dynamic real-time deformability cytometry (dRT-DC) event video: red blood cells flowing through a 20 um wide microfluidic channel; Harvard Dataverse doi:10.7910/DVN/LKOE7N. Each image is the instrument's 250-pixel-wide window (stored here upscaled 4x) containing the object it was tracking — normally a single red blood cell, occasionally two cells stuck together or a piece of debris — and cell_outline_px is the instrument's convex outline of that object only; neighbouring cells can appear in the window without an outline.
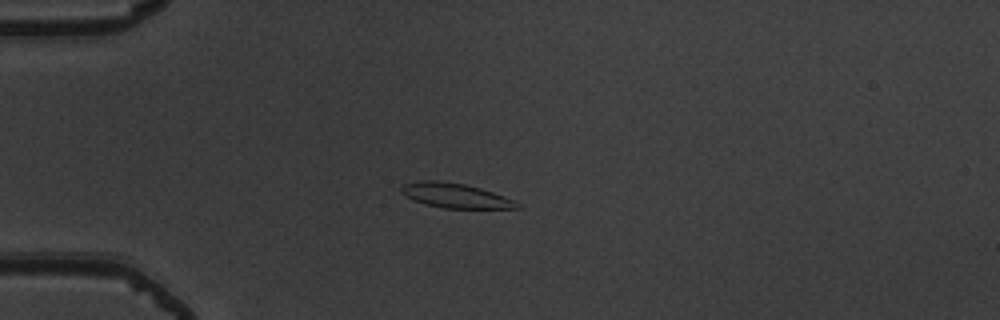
{"species": "common noctule bat (a hibernating species)", "species_latin": "Nyctalus noctula", "temperature_condition": "warm", "stored_images_in_passage": 40, "camera_frame_rate_fps": 3000, "um_per_image_px": 0.085, "animal": {"sex": "male", "body_mass_g": 19.5, "forearm_length_mm": 54.6}, "frame": {"image": 1, "passage_image": 2, "time_ms": 0.333, "image_size_px": [1000, 320], "cell_outline_px": [[524, 208], [444, 208], [424, 204], [400, 192], [400, 188], [404, 184], [420, 180], [436, 180], [464, 184], [480, 188], [492, 192], [512, 200], [520, 204]], "centroid_in_image_um": [38.69, 16.62], "position_along_channel_um": 46.3, "area_um2": 16.36}}
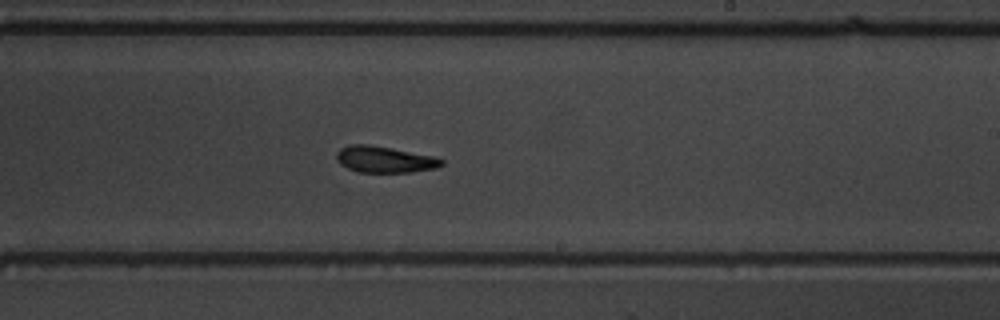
{"frame": {"image": 2, "passage_image": 20, "time_ms": 6.333, "image_size_px": [1000, 320], "cell_outline_px": [[444, 164], [436, 168], [412, 172], [356, 172], [340, 164], [336, 160], [336, 152], [340, 148], [348, 144], [368, 144], [392, 148], [432, 156], [444, 160]], "centroid_in_image_um": [32.65, 13.55], "position_along_channel_um": 256.3, "area_um2": 16.24}}
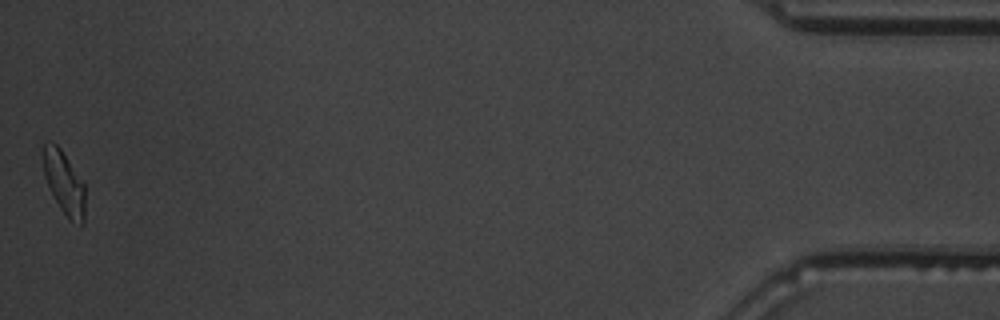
{"frame": {"image": 3, "passage_image": 40, "time_ms": 13.0, "image_size_px": [1000, 320], "cell_outline_px": [[84, 224], [80, 224], [68, 220], [60, 208], [44, 176], [44, 144], [52, 140], [60, 148], [84, 184]], "centroid_in_image_um": [5.46, 15.56], "position_along_channel_um": 429.7, "area_um2": 14.97}, "authors_computed_cell_mechanics": {"area_um2": 16.184, "velocity_mm_per_s": 3.9056, "shape_relaxation_time_tau1_ms": 5.0137, "shape_relaxation_time_tau2_ms": 7.5319, "deformation_change_tau1": 0.1439, "deformation_change_tau2": 0.1391}}